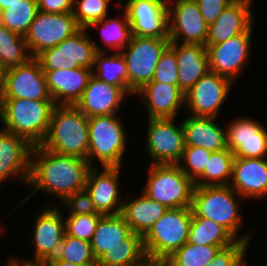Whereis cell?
<instances>
[{
  "instance_id": "obj_1",
  "label": "cell",
  "mask_w": 267,
  "mask_h": 266,
  "mask_svg": "<svg viewBox=\"0 0 267 266\" xmlns=\"http://www.w3.org/2000/svg\"><path fill=\"white\" fill-rule=\"evenodd\" d=\"M90 168L87 159L57 154L41 145L33 146L27 183L33 189L18 203L16 209L40 190L62 202L67 196L85 189Z\"/></svg>"
},
{
  "instance_id": "obj_2",
  "label": "cell",
  "mask_w": 267,
  "mask_h": 266,
  "mask_svg": "<svg viewBox=\"0 0 267 266\" xmlns=\"http://www.w3.org/2000/svg\"><path fill=\"white\" fill-rule=\"evenodd\" d=\"M243 201L244 199L229 185L195 186L191 206L192 216L208 218L220 224L237 241L251 243L252 232L242 234V236L238 234L244 224L241 205H239Z\"/></svg>"
},
{
  "instance_id": "obj_3",
  "label": "cell",
  "mask_w": 267,
  "mask_h": 266,
  "mask_svg": "<svg viewBox=\"0 0 267 266\" xmlns=\"http://www.w3.org/2000/svg\"><path fill=\"white\" fill-rule=\"evenodd\" d=\"M88 145V117L75 105H55L41 146L57 154L87 159Z\"/></svg>"
},
{
  "instance_id": "obj_4",
  "label": "cell",
  "mask_w": 267,
  "mask_h": 266,
  "mask_svg": "<svg viewBox=\"0 0 267 266\" xmlns=\"http://www.w3.org/2000/svg\"><path fill=\"white\" fill-rule=\"evenodd\" d=\"M53 101L0 99V120L3 129L41 145L49 131Z\"/></svg>"
},
{
  "instance_id": "obj_5",
  "label": "cell",
  "mask_w": 267,
  "mask_h": 266,
  "mask_svg": "<svg viewBox=\"0 0 267 266\" xmlns=\"http://www.w3.org/2000/svg\"><path fill=\"white\" fill-rule=\"evenodd\" d=\"M192 208L168 209L142 237L149 262H164L188 242Z\"/></svg>"
},
{
  "instance_id": "obj_6",
  "label": "cell",
  "mask_w": 267,
  "mask_h": 266,
  "mask_svg": "<svg viewBox=\"0 0 267 266\" xmlns=\"http://www.w3.org/2000/svg\"><path fill=\"white\" fill-rule=\"evenodd\" d=\"M119 117L114 114L88 118L87 160L91 167H98L97 161L102 167H122L128 137H126L122 118Z\"/></svg>"
},
{
  "instance_id": "obj_7",
  "label": "cell",
  "mask_w": 267,
  "mask_h": 266,
  "mask_svg": "<svg viewBox=\"0 0 267 266\" xmlns=\"http://www.w3.org/2000/svg\"><path fill=\"white\" fill-rule=\"evenodd\" d=\"M142 193L168 209L192 206L194 182L177 164H150Z\"/></svg>"
},
{
  "instance_id": "obj_8",
  "label": "cell",
  "mask_w": 267,
  "mask_h": 266,
  "mask_svg": "<svg viewBox=\"0 0 267 266\" xmlns=\"http://www.w3.org/2000/svg\"><path fill=\"white\" fill-rule=\"evenodd\" d=\"M169 45V38L132 36L129 44L121 51L127 65L129 96H134L152 81L158 61Z\"/></svg>"
},
{
  "instance_id": "obj_9",
  "label": "cell",
  "mask_w": 267,
  "mask_h": 266,
  "mask_svg": "<svg viewBox=\"0 0 267 266\" xmlns=\"http://www.w3.org/2000/svg\"><path fill=\"white\" fill-rule=\"evenodd\" d=\"M87 31V29L81 28L59 45L39 53L35 58L40 63L42 70H66L76 67L92 70L96 53L106 52L107 49L95 40L93 41Z\"/></svg>"
},
{
  "instance_id": "obj_10",
  "label": "cell",
  "mask_w": 267,
  "mask_h": 266,
  "mask_svg": "<svg viewBox=\"0 0 267 266\" xmlns=\"http://www.w3.org/2000/svg\"><path fill=\"white\" fill-rule=\"evenodd\" d=\"M146 155L152 158L150 164H178L185 149L182 122L176 118L148 119Z\"/></svg>"
},
{
  "instance_id": "obj_11",
  "label": "cell",
  "mask_w": 267,
  "mask_h": 266,
  "mask_svg": "<svg viewBox=\"0 0 267 266\" xmlns=\"http://www.w3.org/2000/svg\"><path fill=\"white\" fill-rule=\"evenodd\" d=\"M81 28L73 13L51 14L38 11L24 36L31 57L53 48Z\"/></svg>"
},
{
  "instance_id": "obj_12",
  "label": "cell",
  "mask_w": 267,
  "mask_h": 266,
  "mask_svg": "<svg viewBox=\"0 0 267 266\" xmlns=\"http://www.w3.org/2000/svg\"><path fill=\"white\" fill-rule=\"evenodd\" d=\"M234 82L209 71L185 94V107L190 115L217 118Z\"/></svg>"
},
{
  "instance_id": "obj_13",
  "label": "cell",
  "mask_w": 267,
  "mask_h": 266,
  "mask_svg": "<svg viewBox=\"0 0 267 266\" xmlns=\"http://www.w3.org/2000/svg\"><path fill=\"white\" fill-rule=\"evenodd\" d=\"M253 27L225 42L206 44L209 70L235 82L252 58L250 56L253 49L250 46Z\"/></svg>"
},
{
  "instance_id": "obj_14",
  "label": "cell",
  "mask_w": 267,
  "mask_h": 266,
  "mask_svg": "<svg viewBox=\"0 0 267 266\" xmlns=\"http://www.w3.org/2000/svg\"><path fill=\"white\" fill-rule=\"evenodd\" d=\"M167 8L170 41L206 46L208 24L195 0H167Z\"/></svg>"
},
{
  "instance_id": "obj_15",
  "label": "cell",
  "mask_w": 267,
  "mask_h": 266,
  "mask_svg": "<svg viewBox=\"0 0 267 266\" xmlns=\"http://www.w3.org/2000/svg\"><path fill=\"white\" fill-rule=\"evenodd\" d=\"M116 6H124L133 36L169 38L167 0H126Z\"/></svg>"
},
{
  "instance_id": "obj_16",
  "label": "cell",
  "mask_w": 267,
  "mask_h": 266,
  "mask_svg": "<svg viewBox=\"0 0 267 266\" xmlns=\"http://www.w3.org/2000/svg\"><path fill=\"white\" fill-rule=\"evenodd\" d=\"M50 203V204H49ZM47 207L39 212L35 217L33 229V259L23 261L31 263H45L49 259L56 257L60 250L63 237L65 235V222L62 209L52 206L51 202ZM56 206V207H55Z\"/></svg>"
},
{
  "instance_id": "obj_17",
  "label": "cell",
  "mask_w": 267,
  "mask_h": 266,
  "mask_svg": "<svg viewBox=\"0 0 267 266\" xmlns=\"http://www.w3.org/2000/svg\"><path fill=\"white\" fill-rule=\"evenodd\" d=\"M0 99L53 101L47 88L44 71L35 57L24 64L8 68Z\"/></svg>"
},
{
  "instance_id": "obj_18",
  "label": "cell",
  "mask_w": 267,
  "mask_h": 266,
  "mask_svg": "<svg viewBox=\"0 0 267 266\" xmlns=\"http://www.w3.org/2000/svg\"><path fill=\"white\" fill-rule=\"evenodd\" d=\"M122 167H91L86 178L85 189L91 196L97 213L105 215L121 214L123 199L120 188Z\"/></svg>"
},
{
  "instance_id": "obj_19",
  "label": "cell",
  "mask_w": 267,
  "mask_h": 266,
  "mask_svg": "<svg viewBox=\"0 0 267 266\" xmlns=\"http://www.w3.org/2000/svg\"><path fill=\"white\" fill-rule=\"evenodd\" d=\"M226 143L235 157H267V129L251 117H235L226 127Z\"/></svg>"
},
{
  "instance_id": "obj_20",
  "label": "cell",
  "mask_w": 267,
  "mask_h": 266,
  "mask_svg": "<svg viewBox=\"0 0 267 266\" xmlns=\"http://www.w3.org/2000/svg\"><path fill=\"white\" fill-rule=\"evenodd\" d=\"M32 149L24 138L0 128V183L16 178L27 186Z\"/></svg>"
},
{
  "instance_id": "obj_21",
  "label": "cell",
  "mask_w": 267,
  "mask_h": 266,
  "mask_svg": "<svg viewBox=\"0 0 267 266\" xmlns=\"http://www.w3.org/2000/svg\"><path fill=\"white\" fill-rule=\"evenodd\" d=\"M127 97L129 95L121 87L108 84L92 75L75 106L88 118L114 115L121 110Z\"/></svg>"
},
{
  "instance_id": "obj_22",
  "label": "cell",
  "mask_w": 267,
  "mask_h": 266,
  "mask_svg": "<svg viewBox=\"0 0 267 266\" xmlns=\"http://www.w3.org/2000/svg\"><path fill=\"white\" fill-rule=\"evenodd\" d=\"M229 186L247 201L267 196V158L235 157Z\"/></svg>"
},
{
  "instance_id": "obj_23",
  "label": "cell",
  "mask_w": 267,
  "mask_h": 266,
  "mask_svg": "<svg viewBox=\"0 0 267 266\" xmlns=\"http://www.w3.org/2000/svg\"><path fill=\"white\" fill-rule=\"evenodd\" d=\"M135 95L144 100L147 119L177 118L185 108V94L178 85L151 81Z\"/></svg>"
},
{
  "instance_id": "obj_24",
  "label": "cell",
  "mask_w": 267,
  "mask_h": 266,
  "mask_svg": "<svg viewBox=\"0 0 267 266\" xmlns=\"http://www.w3.org/2000/svg\"><path fill=\"white\" fill-rule=\"evenodd\" d=\"M252 0H233L208 25L206 44H217L248 31L254 24Z\"/></svg>"
},
{
  "instance_id": "obj_25",
  "label": "cell",
  "mask_w": 267,
  "mask_h": 266,
  "mask_svg": "<svg viewBox=\"0 0 267 266\" xmlns=\"http://www.w3.org/2000/svg\"><path fill=\"white\" fill-rule=\"evenodd\" d=\"M43 71L55 105H75L93 75L92 70L84 67Z\"/></svg>"
},
{
  "instance_id": "obj_26",
  "label": "cell",
  "mask_w": 267,
  "mask_h": 266,
  "mask_svg": "<svg viewBox=\"0 0 267 266\" xmlns=\"http://www.w3.org/2000/svg\"><path fill=\"white\" fill-rule=\"evenodd\" d=\"M178 64V86L186 94L209 70L207 47L170 41Z\"/></svg>"
},
{
  "instance_id": "obj_27",
  "label": "cell",
  "mask_w": 267,
  "mask_h": 266,
  "mask_svg": "<svg viewBox=\"0 0 267 266\" xmlns=\"http://www.w3.org/2000/svg\"><path fill=\"white\" fill-rule=\"evenodd\" d=\"M215 117L188 115L182 120L185 146H196L210 152L227 149L226 130Z\"/></svg>"
},
{
  "instance_id": "obj_28",
  "label": "cell",
  "mask_w": 267,
  "mask_h": 266,
  "mask_svg": "<svg viewBox=\"0 0 267 266\" xmlns=\"http://www.w3.org/2000/svg\"><path fill=\"white\" fill-rule=\"evenodd\" d=\"M167 210L164 205L141 192L132 200L123 199L121 215L131 231L143 237Z\"/></svg>"
},
{
  "instance_id": "obj_29",
  "label": "cell",
  "mask_w": 267,
  "mask_h": 266,
  "mask_svg": "<svg viewBox=\"0 0 267 266\" xmlns=\"http://www.w3.org/2000/svg\"><path fill=\"white\" fill-rule=\"evenodd\" d=\"M132 233L121 214L102 216L90 242L96 260Z\"/></svg>"
},
{
  "instance_id": "obj_30",
  "label": "cell",
  "mask_w": 267,
  "mask_h": 266,
  "mask_svg": "<svg viewBox=\"0 0 267 266\" xmlns=\"http://www.w3.org/2000/svg\"><path fill=\"white\" fill-rule=\"evenodd\" d=\"M147 262L142 236L132 232L121 245L101 256L97 266H144Z\"/></svg>"
},
{
  "instance_id": "obj_31",
  "label": "cell",
  "mask_w": 267,
  "mask_h": 266,
  "mask_svg": "<svg viewBox=\"0 0 267 266\" xmlns=\"http://www.w3.org/2000/svg\"><path fill=\"white\" fill-rule=\"evenodd\" d=\"M237 240L220 224L203 217H193L189 227L188 243L198 246L227 248Z\"/></svg>"
},
{
  "instance_id": "obj_32",
  "label": "cell",
  "mask_w": 267,
  "mask_h": 266,
  "mask_svg": "<svg viewBox=\"0 0 267 266\" xmlns=\"http://www.w3.org/2000/svg\"><path fill=\"white\" fill-rule=\"evenodd\" d=\"M97 79L121 87L128 94V71L121 52H97L92 69Z\"/></svg>"
},
{
  "instance_id": "obj_33",
  "label": "cell",
  "mask_w": 267,
  "mask_h": 266,
  "mask_svg": "<svg viewBox=\"0 0 267 266\" xmlns=\"http://www.w3.org/2000/svg\"><path fill=\"white\" fill-rule=\"evenodd\" d=\"M117 16L114 18L107 16L87 28L89 31L91 28L99 29L101 42L111 51L114 50L113 52H121L133 36L126 12L123 10L122 14Z\"/></svg>"
},
{
  "instance_id": "obj_34",
  "label": "cell",
  "mask_w": 267,
  "mask_h": 266,
  "mask_svg": "<svg viewBox=\"0 0 267 266\" xmlns=\"http://www.w3.org/2000/svg\"><path fill=\"white\" fill-rule=\"evenodd\" d=\"M234 154L230 149L211 152L203 173L195 186H228L231 180Z\"/></svg>"
},
{
  "instance_id": "obj_35",
  "label": "cell",
  "mask_w": 267,
  "mask_h": 266,
  "mask_svg": "<svg viewBox=\"0 0 267 266\" xmlns=\"http://www.w3.org/2000/svg\"><path fill=\"white\" fill-rule=\"evenodd\" d=\"M37 12V0H19L0 11V24L24 37Z\"/></svg>"
},
{
  "instance_id": "obj_36",
  "label": "cell",
  "mask_w": 267,
  "mask_h": 266,
  "mask_svg": "<svg viewBox=\"0 0 267 266\" xmlns=\"http://www.w3.org/2000/svg\"><path fill=\"white\" fill-rule=\"evenodd\" d=\"M30 58L25 38L0 24V61L11 68L26 63Z\"/></svg>"
},
{
  "instance_id": "obj_37",
  "label": "cell",
  "mask_w": 267,
  "mask_h": 266,
  "mask_svg": "<svg viewBox=\"0 0 267 266\" xmlns=\"http://www.w3.org/2000/svg\"><path fill=\"white\" fill-rule=\"evenodd\" d=\"M220 249L217 246H198L187 242L164 263L167 266H207Z\"/></svg>"
},
{
  "instance_id": "obj_38",
  "label": "cell",
  "mask_w": 267,
  "mask_h": 266,
  "mask_svg": "<svg viewBox=\"0 0 267 266\" xmlns=\"http://www.w3.org/2000/svg\"><path fill=\"white\" fill-rule=\"evenodd\" d=\"M57 257L73 264L97 265L90 242L66 234Z\"/></svg>"
},
{
  "instance_id": "obj_39",
  "label": "cell",
  "mask_w": 267,
  "mask_h": 266,
  "mask_svg": "<svg viewBox=\"0 0 267 266\" xmlns=\"http://www.w3.org/2000/svg\"><path fill=\"white\" fill-rule=\"evenodd\" d=\"M111 0H74L73 16L82 29L107 17Z\"/></svg>"
},
{
  "instance_id": "obj_40",
  "label": "cell",
  "mask_w": 267,
  "mask_h": 266,
  "mask_svg": "<svg viewBox=\"0 0 267 266\" xmlns=\"http://www.w3.org/2000/svg\"><path fill=\"white\" fill-rule=\"evenodd\" d=\"M210 154V151L201 147L185 146L182 158L177 165L194 182L207 167Z\"/></svg>"
},
{
  "instance_id": "obj_41",
  "label": "cell",
  "mask_w": 267,
  "mask_h": 266,
  "mask_svg": "<svg viewBox=\"0 0 267 266\" xmlns=\"http://www.w3.org/2000/svg\"><path fill=\"white\" fill-rule=\"evenodd\" d=\"M101 214L68 215L64 217L65 234L91 242Z\"/></svg>"
},
{
  "instance_id": "obj_42",
  "label": "cell",
  "mask_w": 267,
  "mask_h": 266,
  "mask_svg": "<svg viewBox=\"0 0 267 266\" xmlns=\"http://www.w3.org/2000/svg\"><path fill=\"white\" fill-rule=\"evenodd\" d=\"M152 81L178 85V64L174 50L168 46L162 53Z\"/></svg>"
},
{
  "instance_id": "obj_43",
  "label": "cell",
  "mask_w": 267,
  "mask_h": 266,
  "mask_svg": "<svg viewBox=\"0 0 267 266\" xmlns=\"http://www.w3.org/2000/svg\"><path fill=\"white\" fill-rule=\"evenodd\" d=\"M249 243L236 241L231 246L220 249L207 266H240L245 260Z\"/></svg>"
},
{
  "instance_id": "obj_44",
  "label": "cell",
  "mask_w": 267,
  "mask_h": 266,
  "mask_svg": "<svg viewBox=\"0 0 267 266\" xmlns=\"http://www.w3.org/2000/svg\"><path fill=\"white\" fill-rule=\"evenodd\" d=\"M61 204H63L65 209L67 207L68 215L99 214L86 189L76 191L72 195L67 196Z\"/></svg>"
},
{
  "instance_id": "obj_45",
  "label": "cell",
  "mask_w": 267,
  "mask_h": 266,
  "mask_svg": "<svg viewBox=\"0 0 267 266\" xmlns=\"http://www.w3.org/2000/svg\"><path fill=\"white\" fill-rule=\"evenodd\" d=\"M205 22L210 25L221 15L223 9L233 0H195Z\"/></svg>"
},
{
  "instance_id": "obj_46",
  "label": "cell",
  "mask_w": 267,
  "mask_h": 266,
  "mask_svg": "<svg viewBox=\"0 0 267 266\" xmlns=\"http://www.w3.org/2000/svg\"><path fill=\"white\" fill-rule=\"evenodd\" d=\"M74 0H37L38 11L51 14L73 13Z\"/></svg>"
},
{
  "instance_id": "obj_47",
  "label": "cell",
  "mask_w": 267,
  "mask_h": 266,
  "mask_svg": "<svg viewBox=\"0 0 267 266\" xmlns=\"http://www.w3.org/2000/svg\"><path fill=\"white\" fill-rule=\"evenodd\" d=\"M47 266H97V265H84V264H73L59 259L57 256L49 259L45 262Z\"/></svg>"
},
{
  "instance_id": "obj_48",
  "label": "cell",
  "mask_w": 267,
  "mask_h": 266,
  "mask_svg": "<svg viewBox=\"0 0 267 266\" xmlns=\"http://www.w3.org/2000/svg\"><path fill=\"white\" fill-rule=\"evenodd\" d=\"M8 68L0 61V98L5 87V80L7 77Z\"/></svg>"
},
{
  "instance_id": "obj_49",
  "label": "cell",
  "mask_w": 267,
  "mask_h": 266,
  "mask_svg": "<svg viewBox=\"0 0 267 266\" xmlns=\"http://www.w3.org/2000/svg\"><path fill=\"white\" fill-rule=\"evenodd\" d=\"M11 266H47L45 263H31L17 258H11Z\"/></svg>"
},
{
  "instance_id": "obj_50",
  "label": "cell",
  "mask_w": 267,
  "mask_h": 266,
  "mask_svg": "<svg viewBox=\"0 0 267 266\" xmlns=\"http://www.w3.org/2000/svg\"><path fill=\"white\" fill-rule=\"evenodd\" d=\"M19 2V0H0V11L9 8V5Z\"/></svg>"
},
{
  "instance_id": "obj_51",
  "label": "cell",
  "mask_w": 267,
  "mask_h": 266,
  "mask_svg": "<svg viewBox=\"0 0 267 266\" xmlns=\"http://www.w3.org/2000/svg\"><path fill=\"white\" fill-rule=\"evenodd\" d=\"M144 266H167L164 262H147Z\"/></svg>"
},
{
  "instance_id": "obj_52",
  "label": "cell",
  "mask_w": 267,
  "mask_h": 266,
  "mask_svg": "<svg viewBox=\"0 0 267 266\" xmlns=\"http://www.w3.org/2000/svg\"><path fill=\"white\" fill-rule=\"evenodd\" d=\"M240 266H249L248 265V260H245Z\"/></svg>"
},
{
  "instance_id": "obj_53",
  "label": "cell",
  "mask_w": 267,
  "mask_h": 266,
  "mask_svg": "<svg viewBox=\"0 0 267 266\" xmlns=\"http://www.w3.org/2000/svg\"><path fill=\"white\" fill-rule=\"evenodd\" d=\"M5 266H11V258L7 261V264Z\"/></svg>"
}]
</instances>
